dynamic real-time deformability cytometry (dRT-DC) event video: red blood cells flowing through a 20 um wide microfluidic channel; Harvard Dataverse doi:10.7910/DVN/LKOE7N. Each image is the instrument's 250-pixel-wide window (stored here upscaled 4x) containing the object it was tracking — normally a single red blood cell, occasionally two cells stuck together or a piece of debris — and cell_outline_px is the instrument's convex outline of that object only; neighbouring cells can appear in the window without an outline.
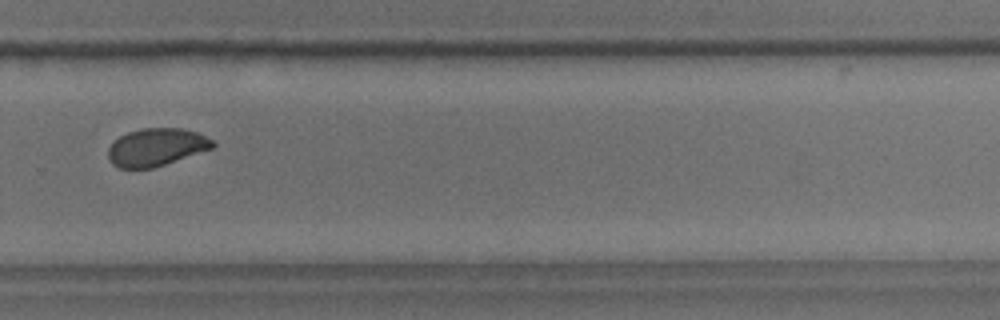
{"species": "common noctule bat (a hibernating species)", "species_latin": "Nyctalus noctula", "temperature_condition": "room temperature", "stored_images_in_passage": 14, "camera_frame_rate_fps": 3000, "um_per_image_px": 0.085, "animal": {"sex": "male", "body_mass_g": 18.8}, "frame": {"image": 1, "passage_image": 10, "time_ms": 11.333, "image_size_px": [1000, 320], "cell_outline_px": [[216, 144], [212, 148], [152, 168], [120, 168], [112, 164], [108, 160], [108, 148], [120, 136], [128, 132], [144, 128], [184, 128], [196, 132], [212, 140]], "centroid_in_image_um": [13.26, 12.5], "position_along_channel_um": 316.5, "area_um2": 22.66}, "authors_computed_cell_mechanics": {"area_um2": 22.9177, "velocity_mm_per_s": 3.7065, "shape_relaxation_time_tau1_ms": 5.2038, "shape_relaxation_time_tau2_ms": null, "deformation_change_tau1": 0.1201, "deformation_change_tau2": null}}